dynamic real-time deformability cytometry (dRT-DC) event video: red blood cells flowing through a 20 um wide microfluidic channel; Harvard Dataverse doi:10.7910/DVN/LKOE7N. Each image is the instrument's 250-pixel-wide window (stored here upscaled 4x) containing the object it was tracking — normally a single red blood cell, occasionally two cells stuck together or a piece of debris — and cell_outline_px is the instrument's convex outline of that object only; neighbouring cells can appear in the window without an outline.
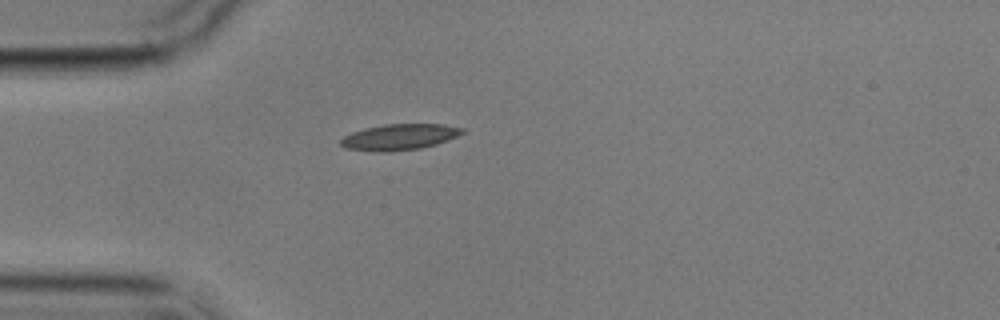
{"species": "common noctule bat (a hibernating species)", "species_latin": "Nyctalus noctula", "temperature_condition": "cold", "stored_images_in_passage": 2, "camera_frame_rate_fps": 3000, "um_per_image_px": 0.085, "animal": {"sex": "male", "body_mass_g": 17.9}, "frame": {"image": 1, "passage_image": 1, "time_ms": 0.0, "image_size_px": [1000, 320], "cell_outline_px": [[464, 132], [448, 140], [436, 144], [420, 148], [388, 152], [380, 152], [344, 148], [340, 144], [340, 140], [344, 136], [352, 132], [364, 128], [384, 124], [444, 124], [464, 128]], "centroid_in_image_um": [33.93, 11.64], "position_along_channel_um": 51.1, "area_um2": 18.44}}